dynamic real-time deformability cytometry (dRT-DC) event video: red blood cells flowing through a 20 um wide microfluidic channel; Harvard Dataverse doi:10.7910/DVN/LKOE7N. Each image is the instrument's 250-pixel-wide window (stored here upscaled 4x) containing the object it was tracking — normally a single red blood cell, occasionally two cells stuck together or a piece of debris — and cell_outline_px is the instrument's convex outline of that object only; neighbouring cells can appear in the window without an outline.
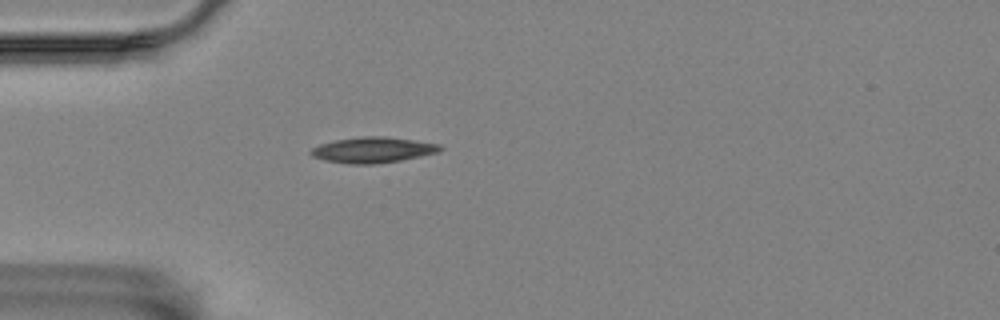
{"species": "Egyptian fruit bat (a non-hibernating species)", "species_latin": "Rousettus aegyptiacus", "temperature_condition": "room temperature", "stored_images_in_passage": 41, "camera_frame_rate_fps": 3000, "um_per_image_px": 0.085, "animal": {"sex": "female"}, "frame": {"image": 1, "passage_image": 1, "time_ms": 0.0, "image_size_px": [1000, 320], "cell_outline_px": [[444, 148], [440, 152], [400, 160], [372, 164], [352, 164], [324, 160], [312, 156], [308, 152], [312, 148], [320, 144], [336, 140], [364, 136], [384, 136], [440, 144]], "centroid_in_image_um": [31.7, 12.74], "position_along_channel_um": 53.3, "area_um2": 19.19}}
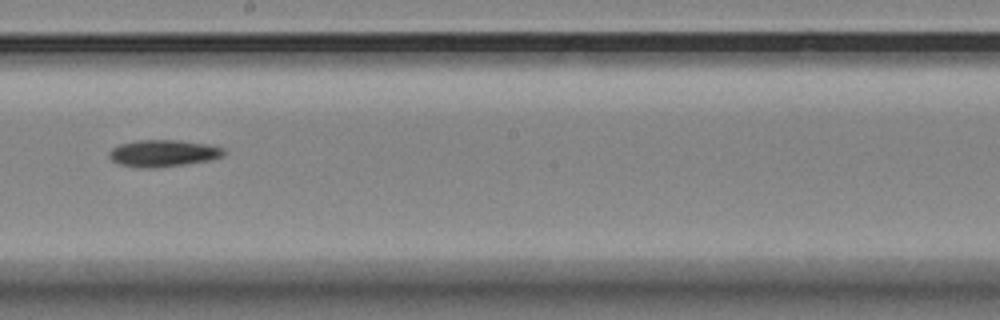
{"frame": {"image": 2, "passage_image": 17, "time_ms": 5.333, "image_size_px": [1000, 320], "cell_outline_px": [[224, 156], [208, 160], [184, 164], [152, 168], [136, 168], [120, 164], [112, 160], [108, 156], [108, 152], [112, 148], [120, 144], [136, 140], [180, 140], [208, 144], [224, 148]], "centroid_in_image_um": [13.84, 13.02], "position_along_channel_um": 234.4, "area_um2": 17.98}}
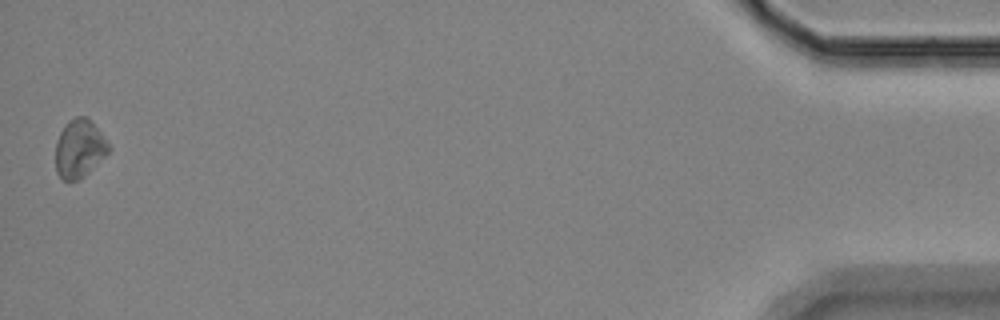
{"frame": {"image": 3, "passage_image": 41, "time_ms": 13.333, "image_size_px": [1000, 320], "cell_outline_px": [[108, 152], [88, 172], [76, 180], [60, 180], [56, 172], [56, 144], [60, 132], [64, 124], [68, 120], [76, 116], [84, 116], [96, 128], [108, 144]], "centroid_in_image_um": [6.68, 12.64], "position_along_channel_um": 428.5, "area_um2": 17.46}, "authors_computed_cell_mechanics": {"area_um2": 17.1666, "velocity_mm_per_s": 3.5238, "shape_relaxation_time_tau1_ms": 4.8073, "shape_relaxation_time_tau2_ms": null, "deformation_change_tau1": 0.0986, "deformation_change_tau2": null}}